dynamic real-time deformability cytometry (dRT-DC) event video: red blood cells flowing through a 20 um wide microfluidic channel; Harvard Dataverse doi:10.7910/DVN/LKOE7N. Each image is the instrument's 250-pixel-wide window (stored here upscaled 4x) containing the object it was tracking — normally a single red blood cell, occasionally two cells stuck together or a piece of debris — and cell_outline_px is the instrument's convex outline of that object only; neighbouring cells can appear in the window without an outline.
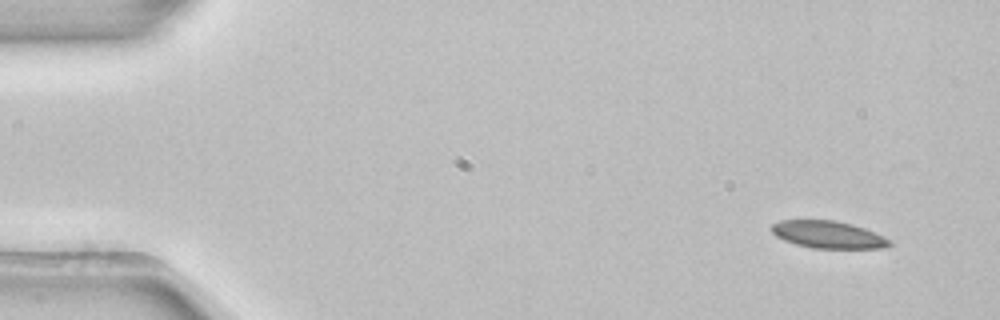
{"species": "common noctule bat (a hibernating species)", "species_latin": "Nyctalus noctula", "temperature_condition": "room temperature", "stored_images_in_passage": 4, "camera_frame_rate_fps": 3000, "um_per_image_px": 0.085, "animal": {"sex": "female", "body_mass_g": 22.7, "forearm_length_mm": 54.2}, "frame": {"image": 1, "passage_image": 1, "time_ms": 0.0, "image_size_px": [1000, 320], "cell_outline_px": [[892, 244], [888, 248], [812, 248], [796, 244], [784, 240], [776, 236], [768, 228], [772, 224], [780, 220], [836, 220], [852, 224], [876, 232], [888, 240]], "centroid_in_image_um": [70.37, 19.93], "position_along_channel_um": 14.6, "area_um2": 18.84}}
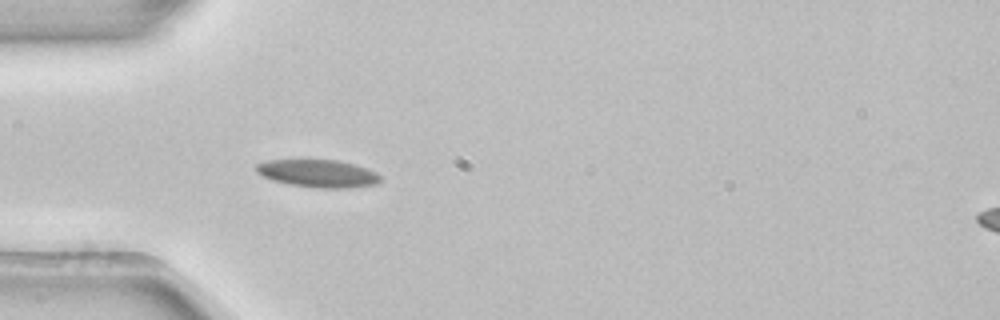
{"frame": {"image": 2, "passage_image": 4, "time_ms": 1.0, "image_size_px": [1000, 320], "cell_outline_px": [[384, 180], [376, 184], [348, 188], [320, 188], [288, 184], [272, 180], [256, 172], [256, 164], [264, 160], [340, 160], [356, 164], [368, 168], [376, 172]], "centroid_in_image_um": [27.07, 14.74], "position_along_channel_um": 57.9, "area_um2": 20.23}}